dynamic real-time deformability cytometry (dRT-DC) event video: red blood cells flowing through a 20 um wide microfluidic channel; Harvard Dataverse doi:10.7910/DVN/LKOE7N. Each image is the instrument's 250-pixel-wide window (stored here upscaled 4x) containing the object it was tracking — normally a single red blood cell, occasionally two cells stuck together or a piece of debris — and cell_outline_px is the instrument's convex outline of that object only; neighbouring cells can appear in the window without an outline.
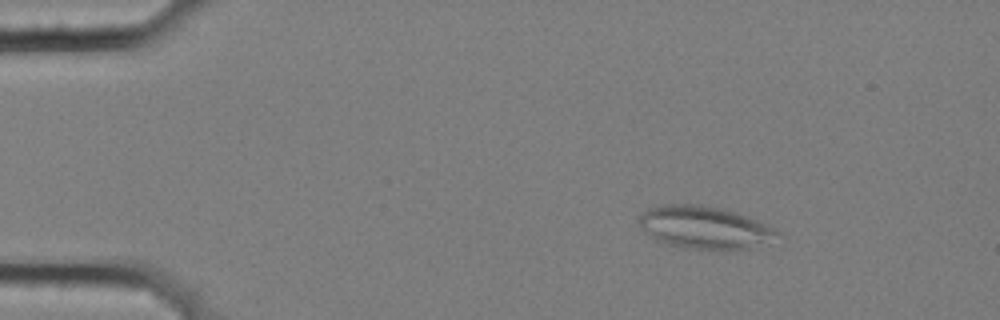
{"species": "common noctule bat (a hibernating species)", "species_latin": "Nyctalus noctula", "temperature_condition": "cold", "stored_images_in_passage": 3, "camera_frame_rate_fps": 3000, "um_per_image_px": 0.085, "animal": {"sex": "female", "body_mass_g": 25.1}, "frame": {"image": 1, "passage_image": 1, "time_ms": 0.0, "image_size_px": [1000, 320], "cell_outline_px": [[780, 232], [748, 248], [684, 248], [668, 244], [656, 240], [648, 236], [640, 228], [636, 220], [648, 208], [660, 204], [700, 204], [724, 208], [748, 216], [776, 228]], "centroid_in_image_um": [59.75, 19.28], "position_along_channel_um": 25.3, "area_um2": 33.81}}